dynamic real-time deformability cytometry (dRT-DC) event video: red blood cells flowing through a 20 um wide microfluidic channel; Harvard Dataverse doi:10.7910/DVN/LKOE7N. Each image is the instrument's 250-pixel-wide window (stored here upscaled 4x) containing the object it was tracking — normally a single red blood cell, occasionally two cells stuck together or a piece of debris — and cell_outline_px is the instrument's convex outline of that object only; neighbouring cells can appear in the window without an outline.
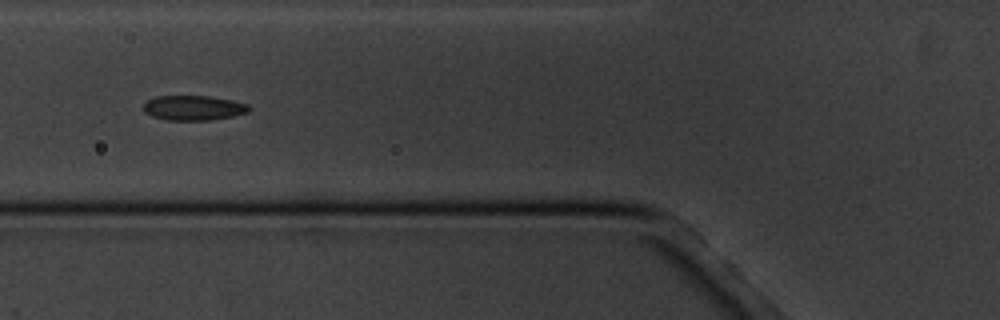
{"species": "common noctule bat (a hibernating species)", "species_latin": "Nyctalus noctula", "temperature_condition": "cold", "stored_images_in_passage": 17, "segment_of_instrument_passage": [2, 2], "camera_frame_rate_fps": 3000, "um_per_image_px": 0.085, "animal": {"sex": "male", "body_mass_g": 20.1, "forearm_length_mm": 53.5}, "frame": {"image": 1, "passage_image": 7, "time_ms": 7.0, "image_size_px": [1000, 320], "cell_outline_px": [[252, 108], [248, 112], [232, 116], [208, 120], [168, 120], [152, 116], [144, 112], [144, 104], [148, 100], [156, 96], [212, 96], [232, 100], [248, 104]], "centroid_in_image_um": [16.47, 9.16], "position_along_channel_um": 109.3, "area_um2": 15.26}}
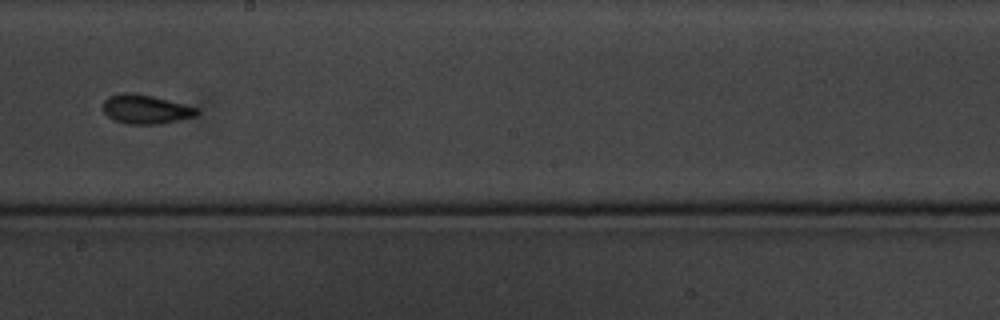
{"frame": {"image": 2, "passage_image": 10, "time_ms": 10.667, "image_size_px": [1000, 320], "cell_outline_px": [[200, 112], [196, 116], [160, 124], [124, 124], [112, 120], [104, 112], [104, 100], [108, 96], [124, 92], [128, 92], [152, 96], [200, 108]], "centroid_in_image_um": [12.39, 9.3], "position_along_channel_um": 235.8, "area_um2": 16.01}}
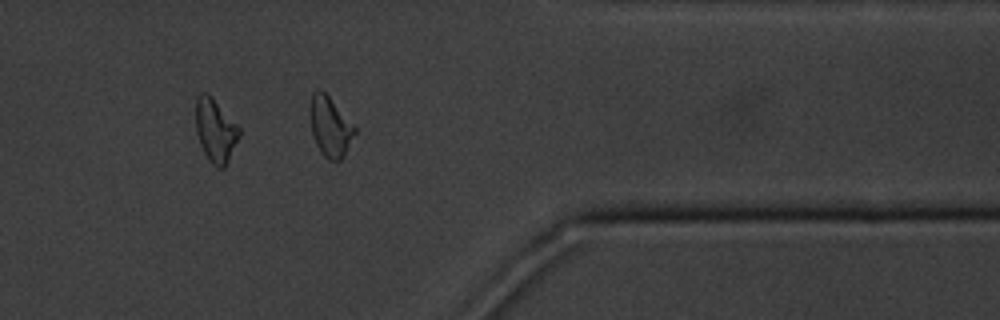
{"frame": {"image": 3, "passage_image": 14, "time_ms": 15.333, "image_size_px": [1000, 320], "cell_outline_px": [[240, 132], [228, 160], [224, 168], [216, 168], [208, 160], [200, 144], [196, 132], [196, 96], [200, 92], [204, 92], [212, 96], [240, 128]], "centroid_in_image_um": [18.28, 11.07], "position_along_channel_um": 393.1, "area_um2": 15.9}}